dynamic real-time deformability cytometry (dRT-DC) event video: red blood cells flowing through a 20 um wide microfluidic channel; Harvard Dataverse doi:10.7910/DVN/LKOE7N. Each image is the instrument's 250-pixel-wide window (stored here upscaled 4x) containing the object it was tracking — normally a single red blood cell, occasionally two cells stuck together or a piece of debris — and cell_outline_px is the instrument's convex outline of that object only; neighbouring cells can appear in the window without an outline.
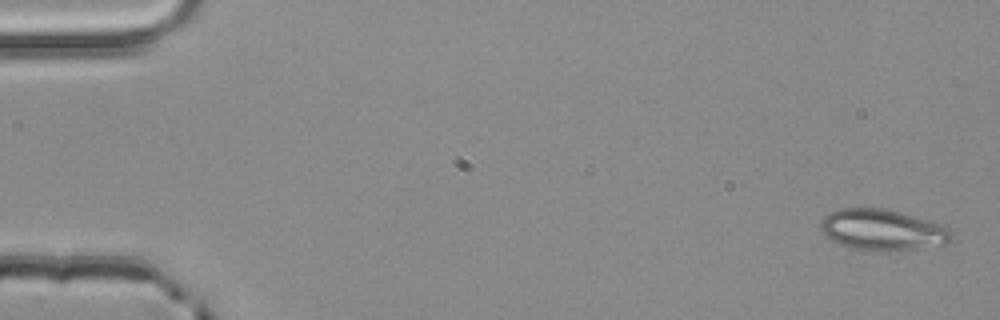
{"species": "common noctule bat (a hibernating species)", "species_latin": "Nyctalus noctula", "temperature_condition": "room temperature", "stored_images_in_passage": 4, "camera_frame_rate_fps": 3000, "um_per_image_px": 0.085, "animal": {"sex": "male", "body_mass_g": 20.4}, "frame": {"image": 1, "passage_image": 1, "time_ms": 0.0, "image_size_px": [1000, 320], "cell_outline_px": [[952, 240], [948, 244], [888, 252], [876, 252], [852, 248], [832, 240], [824, 236], [820, 228], [820, 220], [824, 216], [840, 208], [884, 208], [900, 212], [944, 224], [952, 232]], "centroid_in_image_um": [75.03, 19.55], "position_along_channel_um": 10.0, "area_um2": 31.73}}